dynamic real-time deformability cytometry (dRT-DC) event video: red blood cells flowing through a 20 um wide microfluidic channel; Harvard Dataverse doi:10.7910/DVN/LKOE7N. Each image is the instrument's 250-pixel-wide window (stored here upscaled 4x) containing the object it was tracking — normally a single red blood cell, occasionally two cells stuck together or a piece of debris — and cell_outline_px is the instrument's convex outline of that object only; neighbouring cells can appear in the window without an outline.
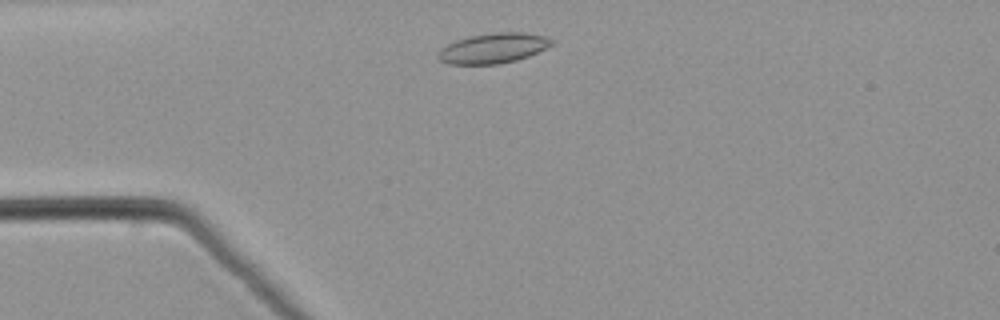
{"species": "common noctule bat (a hibernating species)", "species_latin": "Nyctalus noctula", "temperature_condition": "warm", "stored_images_in_passage": 43, "camera_frame_rate_fps": 3000, "um_per_image_px": 0.085, "animal": {"sex": "male", "body_mass_g": 21.5, "forearm_length_mm": 52.0}, "frame": {"image": 1, "passage_image": 3, "time_ms": 0.667, "image_size_px": [1000, 320], "cell_outline_px": [[556, 40], [552, 44], [528, 56], [516, 60], [500, 64], [448, 64], [440, 60], [436, 56], [440, 48], [456, 40], [472, 36], [492, 32], [520, 32], [548, 36]], "centroid_in_image_um": [41.92, 4.09], "position_along_channel_um": 43.1, "area_um2": 19.94}}
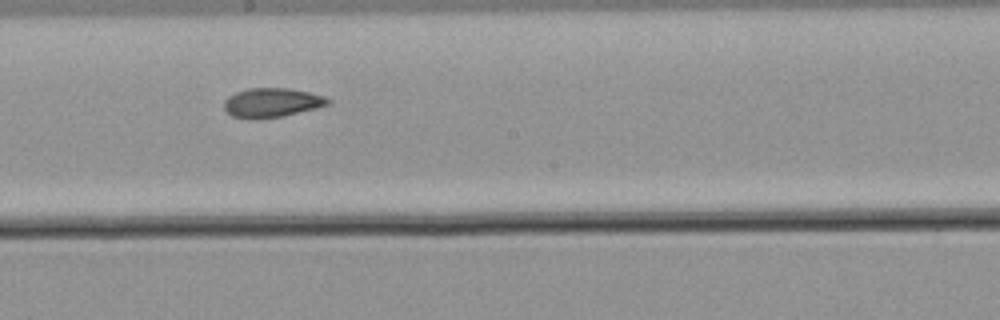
{"frame": {"image": 2, "passage_image": 19, "time_ms": 6.0, "image_size_px": [1000, 320], "cell_outline_px": [[332, 104], [316, 108], [280, 116], [248, 120], [232, 116], [224, 108], [224, 100], [228, 96], [236, 92], [248, 88], [288, 88], [308, 92], [324, 96], [332, 100]], "centroid_in_image_um": [23.1, 8.72], "position_along_channel_um": 225.1, "area_um2": 17.74}}
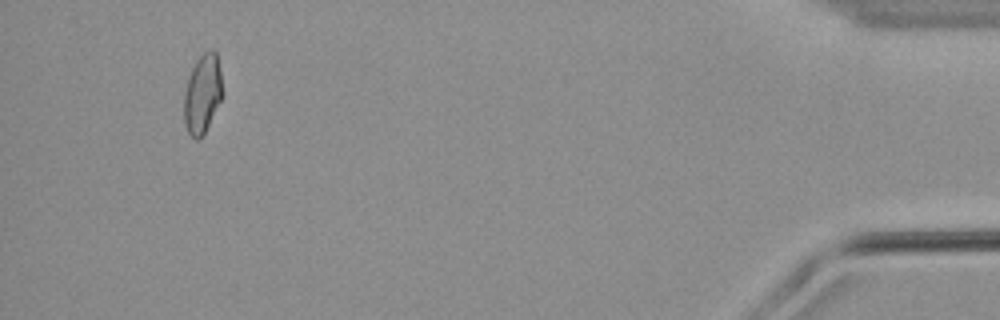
{"frame": {"image": 3, "passage_image": 40, "time_ms": 13.0, "image_size_px": [1000, 320], "cell_outline_px": [[224, 96], [204, 136], [196, 140], [188, 132], [184, 124], [184, 92], [188, 76], [196, 60], [204, 52], [212, 48], [216, 52], [224, 92]], "centroid_in_image_um": [17.23, 8.0], "position_along_channel_um": 418.0, "area_um2": 18.21}}